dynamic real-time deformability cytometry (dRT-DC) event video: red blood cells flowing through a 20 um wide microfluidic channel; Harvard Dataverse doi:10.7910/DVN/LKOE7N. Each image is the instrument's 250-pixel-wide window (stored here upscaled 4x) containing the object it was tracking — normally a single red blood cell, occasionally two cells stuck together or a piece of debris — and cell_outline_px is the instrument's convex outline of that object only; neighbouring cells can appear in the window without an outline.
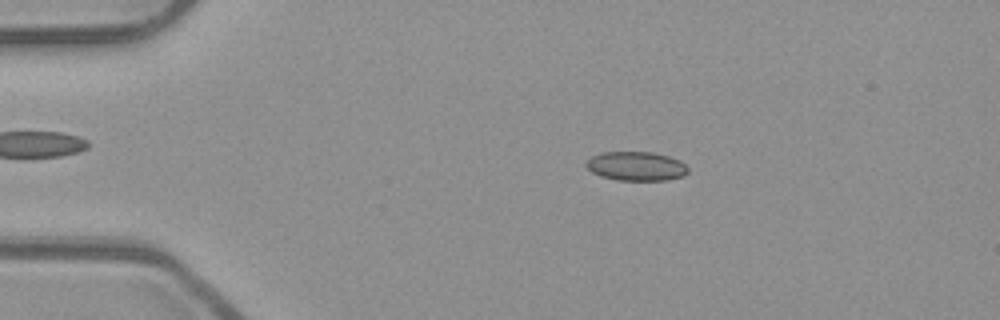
{"species": "common noctule bat (a hibernating species)", "species_latin": "Nyctalus noctula", "temperature_condition": "room temperature", "stored_images_in_passage": 52, "camera_frame_rate_fps": 3000, "um_per_image_px": 0.085, "animal": {"sex": "male", "body_mass_g": 23.1, "forearm_length_mm": 52.7}, "frame": {"image": 1, "passage_image": 10, "time_ms": 3.0, "image_size_px": [1000, 320], "cell_outline_px": [[688, 172], [684, 176], [668, 180], [616, 180], [600, 176], [592, 172], [584, 164], [592, 156], [600, 152], [652, 152], [668, 156], [680, 160], [688, 168]], "centroid_in_image_um": [54.08, 14.12], "position_along_channel_um": 30.9, "area_um2": 17.34}}
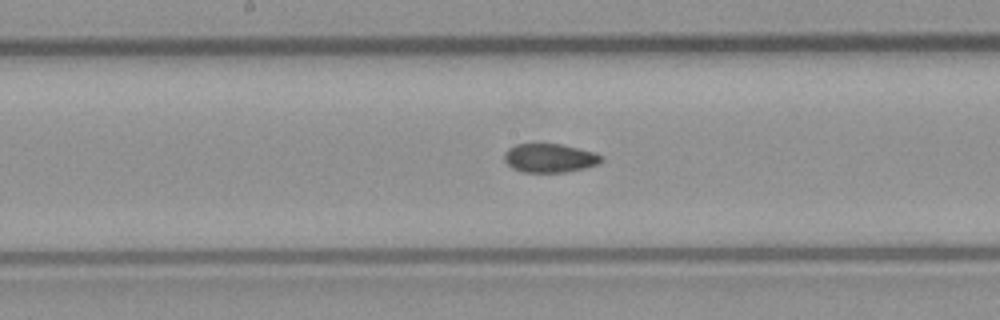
{"frame": {"image": 2, "passage_image": 27, "time_ms": 8.667, "image_size_px": [1000, 320], "cell_outline_px": [[604, 160], [600, 164], [584, 168], [564, 172], [524, 172], [512, 168], [504, 160], [504, 152], [508, 148], [516, 144], [560, 144], [592, 152], [604, 156]], "centroid_in_image_um": [46.72, 13.44], "position_along_channel_um": 201.5, "area_um2": 16.24}}
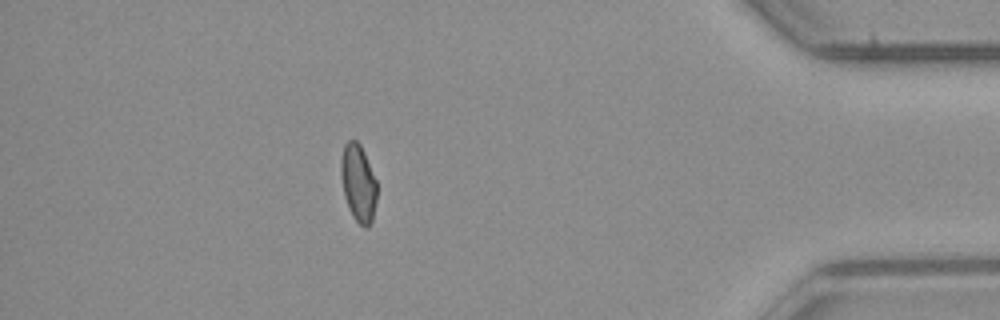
{"frame": {"image": 3, "passage_image": 46, "time_ms": 15.0, "image_size_px": [1000, 320], "cell_outline_px": [[376, 200], [372, 220], [368, 228], [364, 228], [352, 216], [348, 208], [344, 196], [340, 176], [340, 160], [344, 144], [348, 140], [356, 140], [360, 144], [364, 152], [376, 180]], "centroid_in_image_um": [30.43, 15.55], "position_along_channel_um": 404.8, "area_um2": 16.36}, "authors_computed_cell_mechanics": {"area_um2": 16.762, "velocity_mm_per_s": 3.9571, "shape_relaxation_time_tau1_ms": null, "shape_relaxation_time_tau2_ms": 3.0456, "deformation_change_tau1": null, "deformation_change_tau2": 0.0594}}